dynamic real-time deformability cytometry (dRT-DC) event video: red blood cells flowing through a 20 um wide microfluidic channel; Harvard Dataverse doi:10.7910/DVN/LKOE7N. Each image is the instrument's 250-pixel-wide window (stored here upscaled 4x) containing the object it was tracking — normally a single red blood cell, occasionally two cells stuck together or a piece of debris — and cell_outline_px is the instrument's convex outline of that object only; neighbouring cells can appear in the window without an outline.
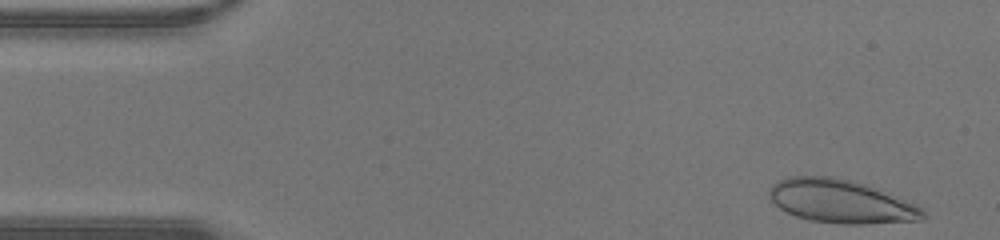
{"species": "human", "species_latin": "Homo sapiens", "temperature_condition": "warm", "stored_images_in_passage": 40, "camera_frame_rate_fps": 3000, "um_per_image_px": 0.085, "donor": {"sex": "male"}, "frame": {"image": 1, "passage_image": 1, "time_ms": 0.0, "image_size_px": [1000, 240], "cell_outline_px": [[924, 220], [864, 224], [844, 224], [808, 220], [796, 216], [780, 208], [768, 196], [768, 188], [776, 180], [788, 176], [832, 176], [852, 180], [864, 184], [904, 200], [920, 208], [924, 212]], "centroid_in_image_um": [71.39, 17.11], "position_along_channel_um": 13.6, "area_um2": 38.61}}
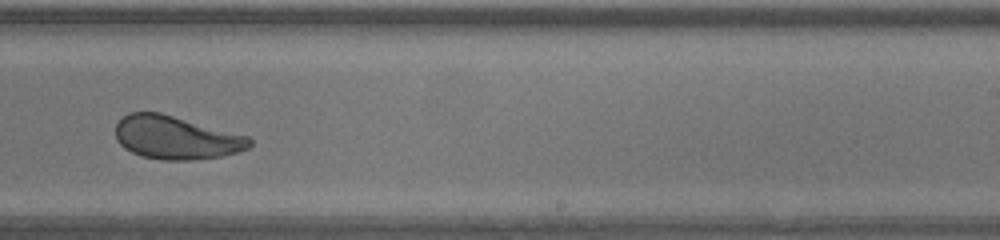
{"frame": {"image": 2, "passage_image": 24, "time_ms": 7.667, "image_size_px": [1000, 240], "cell_outline_px": [[252, 144], [248, 148], [236, 152], [220, 156], [188, 160], [164, 160], [140, 156], [124, 148], [116, 140], [116, 124], [128, 112], [160, 112], [248, 136], [252, 140]], "centroid_in_image_um": [14.93, 11.69], "position_along_channel_um": 274.1, "area_um2": 33.64}}
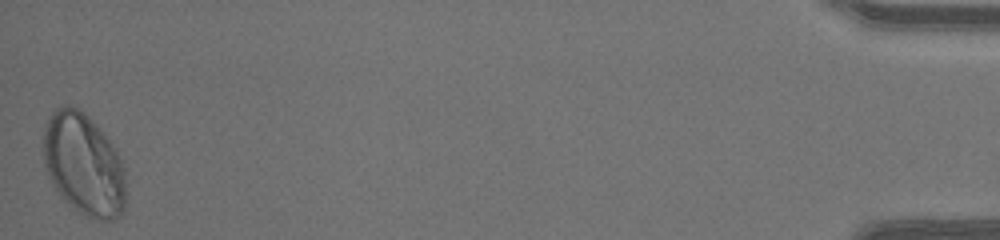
{"frame": {"image": 3, "passage_image": 40, "time_ms": 13.0, "image_size_px": [1000, 240], "cell_outline_px": [[124, 212], [120, 216], [112, 220], [100, 220], [88, 216], [80, 212], [64, 200], [56, 192], [48, 180], [44, 164], [44, 124], [52, 112], [56, 108], [64, 104], [72, 104], [80, 108], [88, 116], [108, 140], [116, 152], [124, 168]], "centroid_in_image_um": [7.07, 13.97], "position_along_channel_um": 428.1, "area_um2": 49.07}}